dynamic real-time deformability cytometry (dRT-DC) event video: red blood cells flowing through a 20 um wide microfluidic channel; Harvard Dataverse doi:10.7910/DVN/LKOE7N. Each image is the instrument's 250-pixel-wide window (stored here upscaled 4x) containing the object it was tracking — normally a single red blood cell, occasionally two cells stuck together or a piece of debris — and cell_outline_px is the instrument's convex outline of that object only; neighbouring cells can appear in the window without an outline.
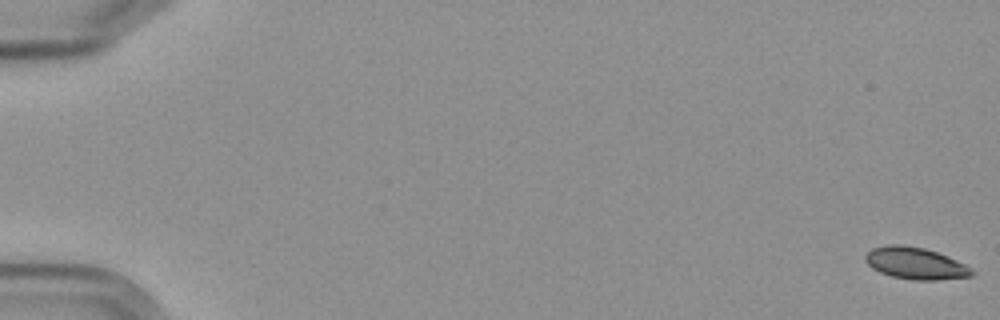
{"species": "Egyptian fruit bat (a non-hibernating species)", "species_latin": "Rousettus aegyptiacus", "temperature_condition": "cold", "stored_images_in_passage": 6, "camera_frame_rate_fps": 3000, "um_per_image_px": 0.085, "frame": {"image": 1, "passage_image": 1, "time_ms": 0.0, "image_size_px": [1000, 320], "cell_outline_px": [[976, 272], [972, 276], [936, 280], [912, 280], [892, 276], [880, 272], [872, 268], [864, 260], [864, 256], [872, 248], [888, 244], [904, 244], [924, 248], [948, 256], [972, 268]], "centroid_in_image_um": [77.81, 22.37], "position_along_channel_um": 7.2, "area_um2": 19.88}}
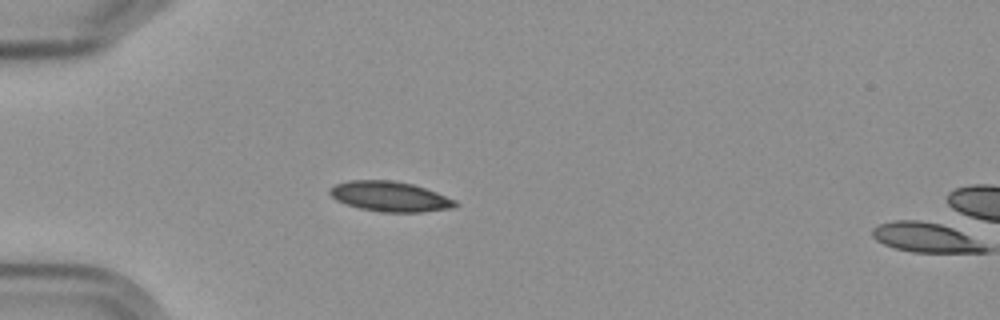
{"frame": {"image": 2, "passage_image": 5, "time_ms": 5.667, "image_size_px": [1000, 320], "cell_outline_px": [[460, 204], [452, 208], [420, 212], [380, 212], [360, 208], [336, 200], [328, 192], [328, 188], [336, 184], [348, 180], [392, 180], [412, 184], [436, 192], [456, 200]], "centroid_in_image_um": [33.14, 16.7], "position_along_channel_um": 51.9, "area_um2": 21.96}}